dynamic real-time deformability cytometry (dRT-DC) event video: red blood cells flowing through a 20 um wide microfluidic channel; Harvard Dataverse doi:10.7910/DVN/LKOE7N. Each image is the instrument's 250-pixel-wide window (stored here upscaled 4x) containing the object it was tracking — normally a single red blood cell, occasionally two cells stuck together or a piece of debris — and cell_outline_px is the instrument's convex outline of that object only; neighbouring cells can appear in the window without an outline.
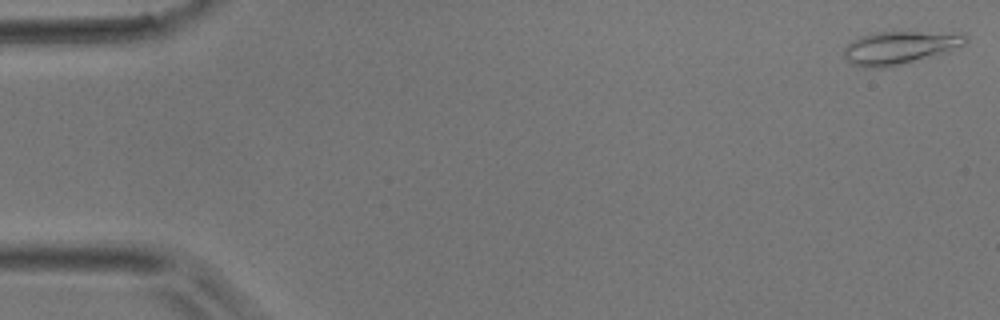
{"species": "common noctule bat (a hibernating species)", "species_latin": "Nyctalus noctula", "temperature_condition": "room temperature", "stored_images_in_passage": 47, "camera_frame_rate_fps": 3000, "um_per_image_px": 0.085, "animal": {"sex": "male", "body_mass_g": 17.9}, "frame": {"image": 1, "passage_image": 1, "time_ms": 0.0, "image_size_px": [1000, 320], "cell_outline_px": [[968, 40], [964, 44], [948, 52], [936, 56], [888, 68], [864, 68], [852, 64], [844, 56], [844, 48], [852, 40], [860, 36], [872, 32], [964, 32], [968, 36]], "centroid_in_image_um": [76.52, 4.05], "position_along_channel_um": 8.5, "area_um2": 23.99}}
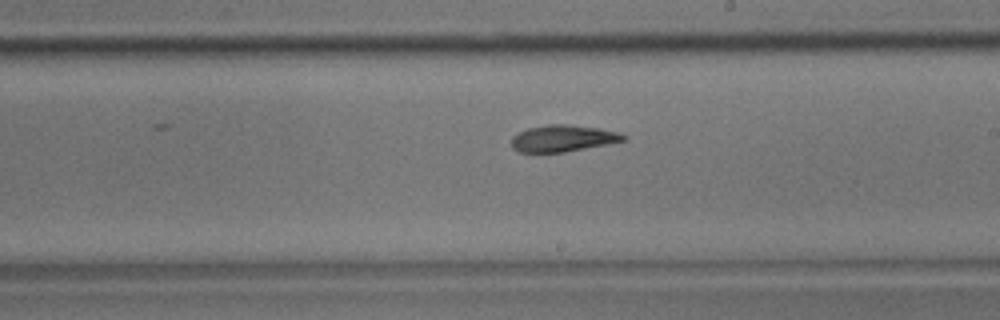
{"frame": {"image": 2, "passage_image": 27, "time_ms": 8.667, "image_size_px": [1000, 320], "cell_outline_px": [[628, 140], [564, 152], [520, 152], [512, 148], [512, 136], [516, 132], [528, 128], [548, 124], [568, 124], [600, 128], [620, 132], [628, 136]], "centroid_in_image_um": [47.87, 11.75], "position_along_channel_um": 241.1, "area_um2": 17.57}}
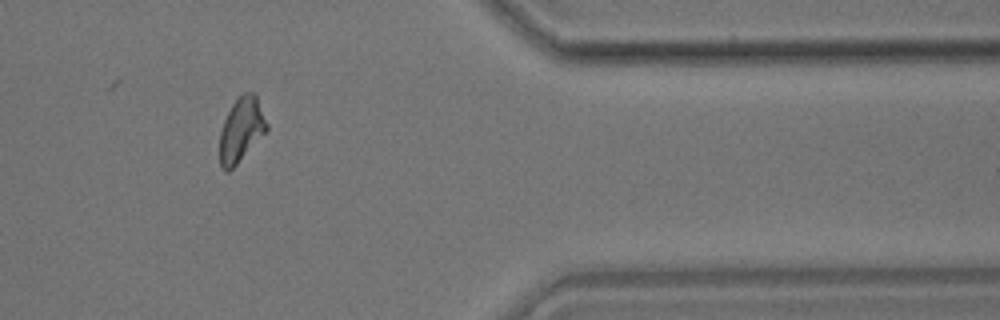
{"frame": {"image": 3, "passage_image": 39, "time_ms": 12.667, "image_size_px": [1000, 320], "cell_outline_px": [[268, 128], [236, 164], [228, 172], [224, 172], [220, 164], [220, 132], [224, 120], [232, 104], [244, 92], [256, 92], [268, 124]], "centroid_in_image_um": [20.51, 10.99], "position_along_channel_um": 390.9, "area_um2": 17.34}}